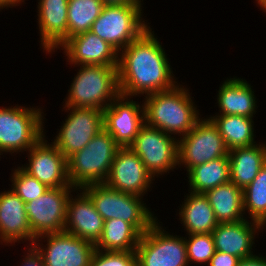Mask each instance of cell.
Masks as SVG:
<instances>
[{
    "label": "cell",
    "mask_w": 266,
    "mask_h": 266,
    "mask_svg": "<svg viewBox=\"0 0 266 266\" xmlns=\"http://www.w3.org/2000/svg\"><path fill=\"white\" fill-rule=\"evenodd\" d=\"M46 137L44 134L26 152L28 163L20 167L49 188L73 187L68 179L67 159Z\"/></svg>",
    "instance_id": "cell-14"
},
{
    "label": "cell",
    "mask_w": 266,
    "mask_h": 266,
    "mask_svg": "<svg viewBox=\"0 0 266 266\" xmlns=\"http://www.w3.org/2000/svg\"><path fill=\"white\" fill-rule=\"evenodd\" d=\"M190 193V194H189ZM179 208V219L187 232L190 234H206L218 225L215 213L204 193L188 192Z\"/></svg>",
    "instance_id": "cell-24"
},
{
    "label": "cell",
    "mask_w": 266,
    "mask_h": 266,
    "mask_svg": "<svg viewBox=\"0 0 266 266\" xmlns=\"http://www.w3.org/2000/svg\"><path fill=\"white\" fill-rule=\"evenodd\" d=\"M243 209L246 218L266 229V163L256 178L243 189ZM247 212V213H246Z\"/></svg>",
    "instance_id": "cell-30"
},
{
    "label": "cell",
    "mask_w": 266,
    "mask_h": 266,
    "mask_svg": "<svg viewBox=\"0 0 266 266\" xmlns=\"http://www.w3.org/2000/svg\"><path fill=\"white\" fill-rule=\"evenodd\" d=\"M245 79L239 77L228 78L219 86L217 103L219 113L215 115H241L255 117L257 99L255 91Z\"/></svg>",
    "instance_id": "cell-22"
},
{
    "label": "cell",
    "mask_w": 266,
    "mask_h": 266,
    "mask_svg": "<svg viewBox=\"0 0 266 266\" xmlns=\"http://www.w3.org/2000/svg\"><path fill=\"white\" fill-rule=\"evenodd\" d=\"M62 106L104 110L120 94L118 66L81 65Z\"/></svg>",
    "instance_id": "cell-3"
},
{
    "label": "cell",
    "mask_w": 266,
    "mask_h": 266,
    "mask_svg": "<svg viewBox=\"0 0 266 266\" xmlns=\"http://www.w3.org/2000/svg\"><path fill=\"white\" fill-rule=\"evenodd\" d=\"M75 192L78 194L74 196L75 193L72 192L67 202L64 231L96 244L102 236L103 217L81 188L76 189Z\"/></svg>",
    "instance_id": "cell-19"
},
{
    "label": "cell",
    "mask_w": 266,
    "mask_h": 266,
    "mask_svg": "<svg viewBox=\"0 0 266 266\" xmlns=\"http://www.w3.org/2000/svg\"><path fill=\"white\" fill-rule=\"evenodd\" d=\"M37 6L40 48L51 55L68 39V0H38Z\"/></svg>",
    "instance_id": "cell-20"
},
{
    "label": "cell",
    "mask_w": 266,
    "mask_h": 266,
    "mask_svg": "<svg viewBox=\"0 0 266 266\" xmlns=\"http://www.w3.org/2000/svg\"><path fill=\"white\" fill-rule=\"evenodd\" d=\"M129 147L154 178L178 166V138L159 129L145 124Z\"/></svg>",
    "instance_id": "cell-10"
},
{
    "label": "cell",
    "mask_w": 266,
    "mask_h": 266,
    "mask_svg": "<svg viewBox=\"0 0 266 266\" xmlns=\"http://www.w3.org/2000/svg\"><path fill=\"white\" fill-rule=\"evenodd\" d=\"M69 112L55 139L52 142L68 159L82 150L89 141L104 129L103 110L97 108L67 107Z\"/></svg>",
    "instance_id": "cell-11"
},
{
    "label": "cell",
    "mask_w": 266,
    "mask_h": 266,
    "mask_svg": "<svg viewBox=\"0 0 266 266\" xmlns=\"http://www.w3.org/2000/svg\"><path fill=\"white\" fill-rule=\"evenodd\" d=\"M240 258L215 250L207 266H237Z\"/></svg>",
    "instance_id": "cell-34"
},
{
    "label": "cell",
    "mask_w": 266,
    "mask_h": 266,
    "mask_svg": "<svg viewBox=\"0 0 266 266\" xmlns=\"http://www.w3.org/2000/svg\"><path fill=\"white\" fill-rule=\"evenodd\" d=\"M90 266H136V254L135 252L96 250Z\"/></svg>",
    "instance_id": "cell-33"
},
{
    "label": "cell",
    "mask_w": 266,
    "mask_h": 266,
    "mask_svg": "<svg viewBox=\"0 0 266 266\" xmlns=\"http://www.w3.org/2000/svg\"><path fill=\"white\" fill-rule=\"evenodd\" d=\"M237 266H266V256H260L259 253V255L254 254L252 256L242 258Z\"/></svg>",
    "instance_id": "cell-36"
},
{
    "label": "cell",
    "mask_w": 266,
    "mask_h": 266,
    "mask_svg": "<svg viewBox=\"0 0 266 266\" xmlns=\"http://www.w3.org/2000/svg\"><path fill=\"white\" fill-rule=\"evenodd\" d=\"M230 181L244 189L258 175L266 163V143L229 150Z\"/></svg>",
    "instance_id": "cell-23"
},
{
    "label": "cell",
    "mask_w": 266,
    "mask_h": 266,
    "mask_svg": "<svg viewBox=\"0 0 266 266\" xmlns=\"http://www.w3.org/2000/svg\"><path fill=\"white\" fill-rule=\"evenodd\" d=\"M33 246L43 257L45 266H90L96 251L94 243L65 231L39 236Z\"/></svg>",
    "instance_id": "cell-12"
},
{
    "label": "cell",
    "mask_w": 266,
    "mask_h": 266,
    "mask_svg": "<svg viewBox=\"0 0 266 266\" xmlns=\"http://www.w3.org/2000/svg\"><path fill=\"white\" fill-rule=\"evenodd\" d=\"M38 107L15 105L0 108V155L27 152L46 134L43 109Z\"/></svg>",
    "instance_id": "cell-6"
},
{
    "label": "cell",
    "mask_w": 266,
    "mask_h": 266,
    "mask_svg": "<svg viewBox=\"0 0 266 266\" xmlns=\"http://www.w3.org/2000/svg\"><path fill=\"white\" fill-rule=\"evenodd\" d=\"M25 249L27 253L23 255L20 266H45L43 257L33 245H28Z\"/></svg>",
    "instance_id": "cell-35"
},
{
    "label": "cell",
    "mask_w": 266,
    "mask_h": 266,
    "mask_svg": "<svg viewBox=\"0 0 266 266\" xmlns=\"http://www.w3.org/2000/svg\"><path fill=\"white\" fill-rule=\"evenodd\" d=\"M25 0H0V9L13 8L22 5Z\"/></svg>",
    "instance_id": "cell-38"
},
{
    "label": "cell",
    "mask_w": 266,
    "mask_h": 266,
    "mask_svg": "<svg viewBox=\"0 0 266 266\" xmlns=\"http://www.w3.org/2000/svg\"><path fill=\"white\" fill-rule=\"evenodd\" d=\"M81 189L90 197L104 221L124 220L143 234L158 220L154 212L144 203V197L120 192L105 183L90 184Z\"/></svg>",
    "instance_id": "cell-5"
},
{
    "label": "cell",
    "mask_w": 266,
    "mask_h": 266,
    "mask_svg": "<svg viewBox=\"0 0 266 266\" xmlns=\"http://www.w3.org/2000/svg\"><path fill=\"white\" fill-rule=\"evenodd\" d=\"M159 221L141 235L135 251L136 266H191L185 237L170 234Z\"/></svg>",
    "instance_id": "cell-8"
},
{
    "label": "cell",
    "mask_w": 266,
    "mask_h": 266,
    "mask_svg": "<svg viewBox=\"0 0 266 266\" xmlns=\"http://www.w3.org/2000/svg\"><path fill=\"white\" fill-rule=\"evenodd\" d=\"M188 188L193 193H205L230 181L228 156L194 166L187 172Z\"/></svg>",
    "instance_id": "cell-28"
},
{
    "label": "cell",
    "mask_w": 266,
    "mask_h": 266,
    "mask_svg": "<svg viewBox=\"0 0 266 266\" xmlns=\"http://www.w3.org/2000/svg\"><path fill=\"white\" fill-rule=\"evenodd\" d=\"M203 118L178 139V168L185 167L187 172L194 166L228 156L229 150L217 127L208 117Z\"/></svg>",
    "instance_id": "cell-9"
},
{
    "label": "cell",
    "mask_w": 266,
    "mask_h": 266,
    "mask_svg": "<svg viewBox=\"0 0 266 266\" xmlns=\"http://www.w3.org/2000/svg\"><path fill=\"white\" fill-rule=\"evenodd\" d=\"M119 94L103 110L104 129L120 147H129L145 125L144 104Z\"/></svg>",
    "instance_id": "cell-15"
},
{
    "label": "cell",
    "mask_w": 266,
    "mask_h": 266,
    "mask_svg": "<svg viewBox=\"0 0 266 266\" xmlns=\"http://www.w3.org/2000/svg\"><path fill=\"white\" fill-rule=\"evenodd\" d=\"M155 179L130 147H120L105 184L120 192L143 197Z\"/></svg>",
    "instance_id": "cell-16"
},
{
    "label": "cell",
    "mask_w": 266,
    "mask_h": 266,
    "mask_svg": "<svg viewBox=\"0 0 266 266\" xmlns=\"http://www.w3.org/2000/svg\"><path fill=\"white\" fill-rule=\"evenodd\" d=\"M189 91L178 83L170 90L144 96L145 124L174 137L178 135V139L186 135L201 118Z\"/></svg>",
    "instance_id": "cell-2"
},
{
    "label": "cell",
    "mask_w": 266,
    "mask_h": 266,
    "mask_svg": "<svg viewBox=\"0 0 266 266\" xmlns=\"http://www.w3.org/2000/svg\"><path fill=\"white\" fill-rule=\"evenodd\" d=\"M119 148L113 137L102 129L82 150L67 159L71 186L80 189L90 184L105 183Z\"/></svg>",
    "instance_id": "cell-4"
},
{
    "label": "cell",
    "mask_w": 266,
    "mask_h": 266,
    "mask_svg": "<svg viewBox=\"0 0 266 266\" xmlns=\"http://www.w3.org/2000/svg\"><path fill=\"white\" fill-rule=\"evenodd\" d=\"M142 9L143 4L105 5L90 31L120 52L150 27Z\"/></svg>",
    "instance_id": "cell-7"
},
{
    "label": "cell",
    "mask_w": 266,
    "mask_h": 266,
    "mask_svg": "<svg viewBox=\"0 0 266 266\" xmlns=\"http://www.w3.org/2000/svg\"><path fill=\"white\" fill-rule=\"evenodd\" d=\"M59 49L64 50L66 62L71 64V67L76 65L118 66L119 52L91 31L68 38Z\"/></svg>",
    "instance_id": "cell-17"
},
{
    "label": "cell",
    "mask_w": 266,
    "mask_h": 266,
    "mask_svg": "<svg viewBox=\"0 0 266 266\" xmlns=\"http://www.w3.org/2000/svg\"><path fill=\"white\" fill-rule=\"evenodd\" d=\"M104 6L102 0H68V38L90 31Z\"/></svg>",
    "instance_id": "cell-29"
},
{
    "label": "cell",
    "mask_w": 266,
    "mask_h": 266,
    "mask_svg": "<svg viewBox=\"0 0 266 266\" xmlns=\"http://www.w3.org/2000/svg\"><path fill=\"white\" fill-rule=\"evenodd\" d=\"M20 241L27 244L29 242L28 245H33L35 241L27 219L26 203L11 189L1 191L0 244L13 247Z\"/></svg>",
    "instance_id": "cell-18"
},
{
    "label": "cell",
    "mask_w": 266,
    "mask_h": 266,
    "mask_svg": "<svg viewBox=\"0 0 266 266\" xmlns=\"http://www.w3.org/2000/svg\"><path fill=\"white\" fill-rule=\"evenodd\" d=\"M105 5L142 4L143 0H102Z\"/></svg>",
    "instance_id": "cell-37"
},
{
    "label": "cell",
    "mask_w": 266,
    "mask_h": 266,
    "mask_svg": "<svg viewBox=\"0 0 266 266\" xmlns=\"http://www.w3.org/2000/svg\"><path fill=\"white\" fill-rule=\"evenodd\" d=\"M152 28L146 29L118 56L120 94L140 97L174 88L178 81L169 58Z\"/></svg>",
    "instance_id": "cell-1"
},
{
    "label": "cell",
    "mask_w": 266,
    "mask_h": 266,
    "mask_svg": "<svg viewBox=\"0 0 266 266\" xmlns=\"http://www.w3.org/2000/svg\"><path fill=\"white\" fill-rule=\"evenodd\" d=\"M204 195L208 198L218 223L246 219L243 209V189L231 181L207 190Z\"/></svg>",
    "instance_id": "cell-25"
},
{
    "label": "cell",
    "mask_w": 266,
    "mask_h": 266,
    "mask_svg": "<svg viewBox=\"0 0 266 266\" xmlns=\"http://www.w3.org/2000/svg\"><path fill=\"white\" fill-rule=\"evenodd\" d=\"M260 230L263 232L265 228L247 218L237 222L218 223L212 231L215 250L240 259L252 256L256 234L261 233Z\"/></svg>",
    "instance_id": "cell-21"
},
{
    "label": "cell",
    "mask_w": 266,
    "mask_h": 266,
    "mask_svg": "<svg viewBox=\"0 0 266 266\" xmlns=\"http://www.w3.org/2000/svg\"><path fill=\"white\" fill-rule=\"evenodd\" d=\"M75 190V187L49 188L37 199L26 203L27 219L34 238L64 231L67 202Z\"/></svg>",
    "instance_id": "cell-13"
},
{
    "label": "cell",
    "mask_w": 266,
    "mask_h": 266,
    "mask_svg": "<svg viewBox=\"0 0 266 266\" xmlns=\"http://www.w3.org/2000/svg\"><path fill=\"white\" fill-rule=\"evenodd\" d=\"M141 233L130 223L120 219L104 221L102 236L95 244L96 250L135 252Z\"/></svg>",
    "instance_id": "cell-27"
},
{
    "label": "cell",
    "mask_w": 266,
    "mask_h": 266,
    "mask_svg": "<svg viewBox=\"0 0 266 266\" xmlns=\"http://www.w3.org/2000/svg\"><path fill=\"white\" fill-rule=\"evenodd\" d=\"M10 175L11 190L25 203L37 199L49 190V187L30 176L20 166H15Z\"/></svg>",
    "instance_id": "cell-31"
},
{
    "label": "cell",
    "mask_w": 266,
    "mask_h": 266,
    "mask_svg": "<svg viewBox=\"0 0 266 266\" xmlns=\"http://www.w3.org/2000/svg\"><path fill=\"white\" fill-rule=\"evenodd\" d=\"M256 5L261 8L262 11L266 12V0H256Z\"/></svg>",
    "instance_id": "cell-39"
},
{
    "label": "cell",
    "mask_w": 266,
    "mask_h": 266,
    "mask_svg": "<svg viewBox=\"0 0 266 266\" xmlns=\"http://www.w3.org/2000/svg\"><path fill=\"white\" fill-rule=\"evenodd\" d=\"M187 237H185V243L189 264L208 265L215 253L212 233L190 234Z\"/></svg>",
    "instance_id": "cell-32"
},
{
    "label": "cell",
    "mask_w": 266,
    "mask_h": 266,
    "mask_svg": "<svg viewBox=\"0 0 266 266\" xmlns=\"http://www.w3.org/2000/svg\"><path fill=\"white\" fill-rule=\"evenodd\" d=\"M208 118L217 127L228 150L258 143L255 141L254 118L241 115H210Z\"/></svg>",
    "instance_id": "cell-26"
}]
</instances>
